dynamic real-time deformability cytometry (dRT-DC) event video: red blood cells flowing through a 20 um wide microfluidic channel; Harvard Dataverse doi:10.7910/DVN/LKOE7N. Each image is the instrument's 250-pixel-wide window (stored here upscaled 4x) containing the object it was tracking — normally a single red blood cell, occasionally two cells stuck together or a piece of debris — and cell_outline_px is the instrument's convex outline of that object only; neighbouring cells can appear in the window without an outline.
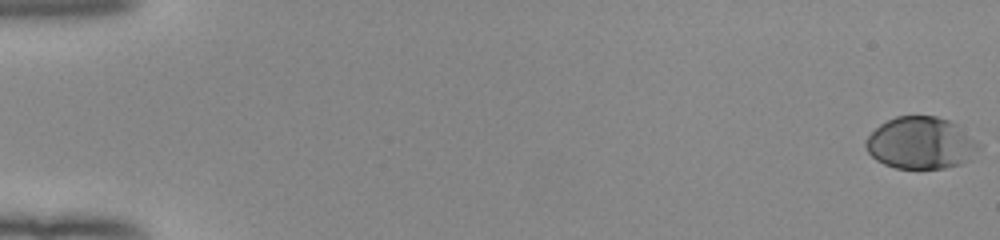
{"species": "human", "species_latin": "Homo sapiens", "temperature_condition": "room temperature", "stored_images_in_passage": 54, "camera_frame_rate_fps": 3000, "um_per_image_px": 0.085, "donor": {"sex": "female"}, "frame": {"image": 1, "passage_image": 1, "time_ms": 0.0, "image_size_px": [1000, 240], "cell_outline_px": [[980, 148], [968, 160], [960, 164], [944, 168], [896, 168], [884, 164], [876, 160], [868, 152], [864, 144], [864, 140], [880, 124], [896, 116], [936, 116], [948, 120], [956, 124], [976, 140], [980, 144]], "centroid_in_image_um": [78.25, 12.15], "position_along_channel_um": 6.8, "area_um2": 34.1}}
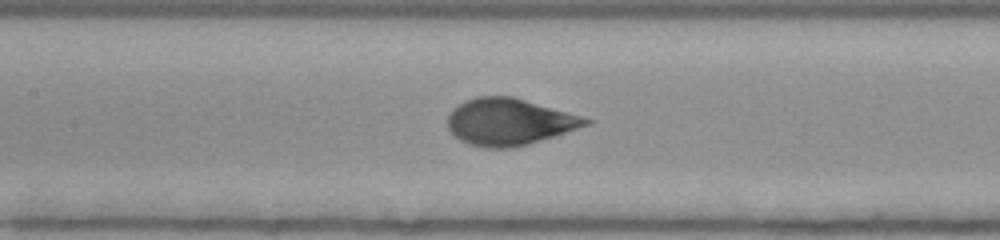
{"frame": {"image": 2, "passage_image": 27, "time_ms": 8.667, "image_size_px": [1000, 240], "cell_outline_px": [[592, 124], [528, 144], [512, 148], [488, 148], [468, 144], [460, 140], [448, 128], [448, 116], [452, 108], [464, 100], [476, 96], [512, 96], [580, 116], [592, 120]], "centroid_in_image_um": [43.25, 10.35], "position_along_channel_um": 164.2, "area_um2": 37.4}}
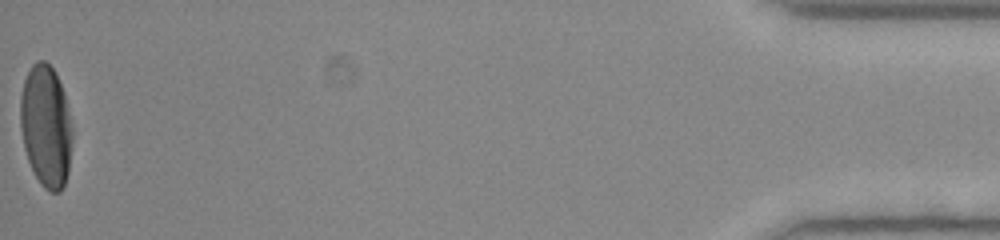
{"frame": {"image": 3, "passage_image": 54, "time_ms": 17.667, "image_size_px": [1000, 240], "cell_outline_px": [[72, 140], [68, 172], [64, 184], [60, 192], [52, 192], [44, 188], [40, 184], [28, 160], [24, 148], [20, 128], [20, 96], [24, 80], [32, 64], [36, 60], [44, 60], [56, 72], [64, 92], [72, 128]], "centroid_in_image_um": [3.9, 10.71], "position_along_channel_um": 431.3, "area_um2": 37.11}, "authors_computed_cell_mechanics": {"area_um2": 36.3273, "velocity_mm_per_s": 3.9672, "shape_relaxation_time_tau1_ms": 3.3918, "shape_relaxation_time_tau2_ms": null, "deformation_change_tau1": 0.1837, "deformation_change_tau2": null}}